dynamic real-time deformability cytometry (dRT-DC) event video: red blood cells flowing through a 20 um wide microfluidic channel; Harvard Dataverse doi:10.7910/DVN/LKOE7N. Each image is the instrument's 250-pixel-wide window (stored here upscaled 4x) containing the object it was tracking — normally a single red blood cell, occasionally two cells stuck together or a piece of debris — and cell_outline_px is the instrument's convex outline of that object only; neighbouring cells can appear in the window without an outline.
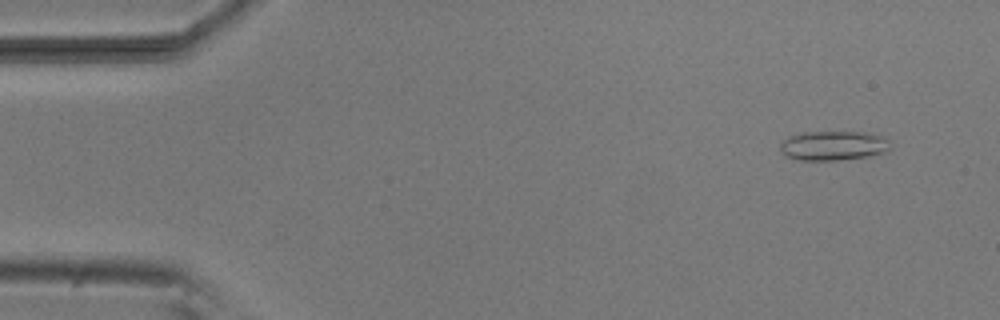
{"species": "common noctule bat (a hibernating species)", "species_latin": "Nyctalus noctula", "temperature_condition": "room temperature", "stored_images_in_passage": 53, "camera_frame_rate_fps": 3000, "um_per_image_px": 0.085, "animal": {"sex": "male", "body_mass_g": 20.5, "forearm_length_mm": 52.5}, "frame": {"image": 1, "passage_image": 4, "time_ms": 1.0, "image_size_px": [1000, 320], "cell_outline_px": [[892, 148], [884, 152], [868, 156], [836, 160], [796, 160], [784, 156], [780, 152], [780, 144], [788, 136], [800, 132], [864, 132], [880, 136]], "centroid_in_image_um": [70.73, 12.38], "position_along_channel_um": 14.3, "area_um2": 18.84}}
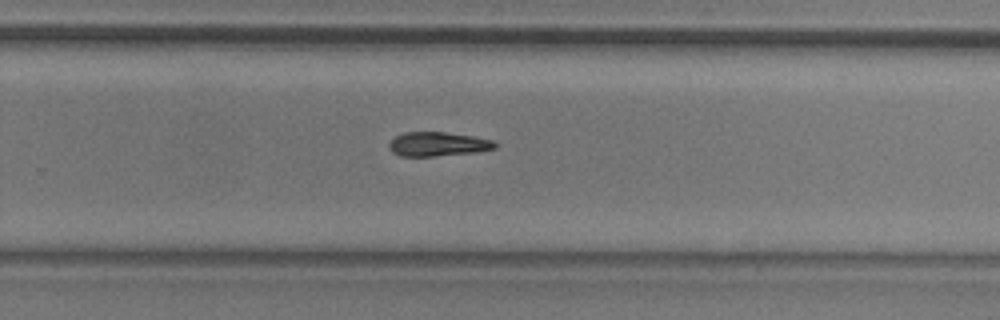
{"frame": {"image": 2, "passage_image": 34, "time_ms": 11.0, "image_size_px": [1000, 320], "cell_outline_px": [[500, 144], [496, 148], [476, 152], [432, 156], [400, 156], [392, 152], [388, 148], [388, 144], [396, 136], [404, 132], [444, 132], [472, 136], [492, 140]], "centroid_in_image_um": [37.22, 12.25], "position_along_channel_um": 292.6, "area_um2": 14.91}}
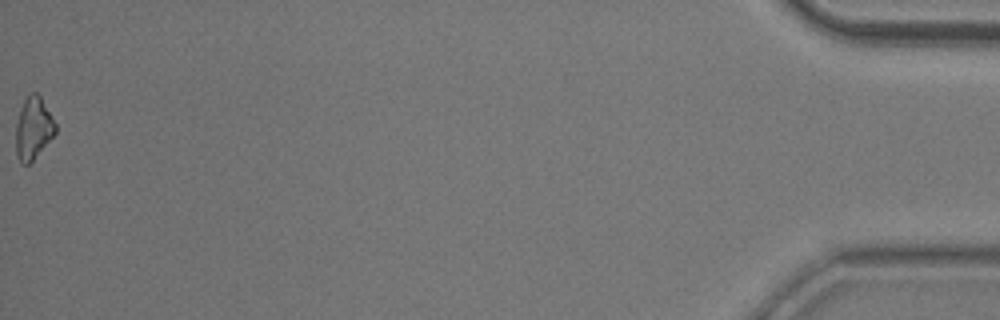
{"frame": {"image": 3, "passage_image": 53, "time_ms": 17.333, "image_size_px": [1000, 320], "cell_outline_px": [[56, 132], [32, 160], [28, 164], [24, 164], [16, 156], [16, 124], [20, 108], [24, 100], [32, 92], [36, 92], [40, 96], [56, 124]], "centroid_in_image_um": [2.82, 10.88], "position_along_channel_um": 432.4, "area_um2": 13.99}, "authors_computed_cell_mechanics": {"area_um2": 15.6638, "velocity_mm_per_s": 3.8083, "shape_relaxation_time_tau1_ms": 8.125, "shape_relaxation_time_tau2_ms": null, "deformation_change_tau1": 0.2196, "deformation_change_tau2": null}}